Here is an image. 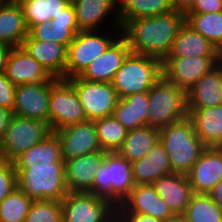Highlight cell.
<instances>
[{"label":"cell","instance_id":"3957f363","mask_svg":"<svg viewBox=\"0 0 222 222\" xmlns=\"http://www.w3.org/2000/svg\"><path fill=\"white\" fill-rule=\"evenodd\" d=\"M134 186L131 163L118 152H106L88 193L106 198L116 207L129 196Z\"/></svg>","mask_w":222,"mask_h":222},{"label":"cell","instance_id":"b9f144b4","mask_svg":"<svg viewBox=\"0 0 222 222\" xmlns=\"http://www.w3.org/2000/svg\"><path fill=\"white\" fill-rule=\"evenodd\" d=\"M116 219L118 222H162L153 216L137 212H116Z\"/></svg>","mask_w":222,"mask_h":222},{"label":"cell","instance_id":"ba28073f","mask_svg":"<svg viewBox=\"0 0 222 222\" xmlns=\"http://www.w3.org/2000/svg\"><path fill=\"white\" fill-rule=\"evenodd\" d=\"M51 132L47 122L14 116L0 141L3 159L13 162L24 151L40 143Z\"/></svg>","mask_w":222,"mask_h":222},{"label":"cell","instance_id":"484cf974","mask_svg":"<svg viewBox=\"0 0 222 222\" xmlns=\"http://www.w3.org/2000/svg\"><path fill=\"white\" fill-rule=\"evenodd\" d=\"M188 117L194 124L199 139L207 147L222 144V104L208 108H188Z\"/></svg>","mask_w":222,"mask_h":222},{"label":"cell","instance_id":"4dcf8cb0","mask_svg":"<svg viewBox=\"0 0 222 222\" xmlns=\"http://www.w3.org/2000/svg\"><path fill=\"white\" fill-rule=\"evenodd\" d=\"M28 28L53 20L71 4V0H17Z\"/></svg>","mask_w":222,"mask_h":222},{"label":"cell","instance_id":"ac0fdd59","mask_svg":"<svg viewBox=\"0 0 222 222\" xmlns=\"http://www.w3.org/2000/svg\"><path fill=\"white\" fill-rule=\"evenodd\" d=\"M116 212H137L161 221L175 215L152 184L135 185L121 205L116 206Z\"/></svg>","mask_w":222,"mask_h":222},{"label":"cell","instance_id":"2e32d148","mask_svg":"<svg viewBox=\"0 0 222 222\" xmlns=\"http://www.w3.org/2000/svg\"><path fill=\"white\" fill-rule=\"evenodd\" d=\"M4 73L15 85H43L52 76L22 46L12 48Z\"/></svg>","mask_w":222,"mask_h":222},{"label":"cell","instance_id":"ee69618b","mask_svg":"<svg viewBox=\"0 0 222 222\" xmlns=\"http://www.w3.org/2000/svg\"><path fill=\"white\" fill-rule=\"evenodd\" d=\"M14 116L15 115L12 110L0 107V141L2 140L7 128L10 126Z\"/></svg>","mask_w":222,"mask_h":222},{"label":"cell","instance_id":"83f0119b","mask_svg":"<svg viewBox=\"0 0 222 222\" xmlns=\"http://www.w3.org/2000/svg\"><path fill=\"white\" fill-rule=\"evenodd\" d=\"M65 162L57 134L52 131L40 143L24 151L14 161L15 169H28L31 165H51Z\"/></svg>","mask_w":222,"mask_h":222},{"label":"cell","instance_id":"74e56055","mask_svg":"<svg viewBox=\"0 0 222 222\" xmlns=\"http://www.w3.org/2000/svg\"><path fill=\"white\" fill-rule=\"evenodd\" d=\"M25 222H63L62 201L33 200Z\"/></svg>","mask_w":222,"mask_h":222},{"label":"cell","instance_id":"4fadbf2b","mask_svg":"<svg viewBox=\"0 0 222 222\" xmlns=\"http://www.w3.org/2000/svg\"><path fill=\"white\" fill-rule=\"evenodd\" d=\"M59 78L51 77L43 85L16 86L13 113L15 116L38 119L48 123L51 86Z\"/></svg>","mask_w":222,"mask_h":222},{"label":"cell","instance_id":"5bb4252c","mask_svg":"<svg viewBox=\"0 0 222 222\" xmlns=\"http://www.w3.org/2000/svg\"><path fill=\"white\" fill-rule=\"evenodd\" d=\"M65 160L101 151L94 120H86L54 131Z\"/></svg>","mask_w":222,"mask_h":222},{"label":"cell","instance_id":"f1b7e54d","mask_svg":"<svg viewBox=\"0 0 222 222\" xmlns=\"http://www.w3.org/2000/svg\"><path fill=\"white\" fill-rule=\"evenodd\" d=\"M148 92H140L119 98L113 116L128 131L148 125Z\"/></svg>","mask_w":222,"mask_h":222},{"label":"cell","instance_id":"9c48e42d","mask_svg":"<svg viewBox=\"0 0 222 222\" xmlns=\"http://www.w3.org/2000/svg\"><path fill=\"white\" fill-rule=\"evenodd\" d=\"M86 114L75 88L59 78L52 86L49 99L48 125L51 131L86 121Z\"/></svg>","mask_w":222,"mask_h":222},{"label":"cell","instance_id":"7bdbcfd3","mask_svg":"<svg viewBox=\"0 0 222 222\" xmlns=\"http://www.w3.org/2000/svg\"><path fill=\"white\" fill-rule=\"evenodd\" d=\"M52 25L78 26L76 22L75 10L72 4L66 7L61 14L51 20Z\"/></svg>","mask_w":222,"mask_h":222},{"label":"cell","instance_id":"e575fe53","mask_svg":"<svg viewBox=\"0 0 222 222\" xmlns=\"http://www.w3.org/2000/svg\"><path fill=\"white\" fill-rule=\"evenodd\" d=\"M33 199L16 187L0 203V222H25Z\"/></svg>","mask_w":222,"mask_h":222},{"label":"cell","instance_id":"c3c4849f","mask_svg":"<svg viewBox=\"0 0 222 222\" xmlns=\"http://www.w3.org/2000/svg\"><path fill=\"white\" fill-rule=\"evenodd\" d=\"M133 0H112L114 10L120 16L132 3Z\"/></svg>","mask_w":222,"mask_h":222},{"label":"cell","instance_id":"ab89813d","mask_svg":"<svg viewBox=\"0 0 222 222\" xmlns=\"http://www.w3.org/2000/svg\"><path fill=\"white\" fill-rule=\"evenodd\" d=\"M16 86L6 77L5 73H0V107L13 110Z\"/></svg>","mask_w":222,"mask_h":222},{"label":"cell","instance_id":"8fae6325","mask_svg":"<svg viewBox=\"0 0 222 222\" xmlns=\"http://www.w3.org/2000/svg\"><path fill=\"white\" fill-rule=\"evenodd\" d=\"M67 80L75 88L87 120L113 116L119 96L111 83L90 82L79 76Z\"/></svg>","mask_w":222,"mask_h":222},{"label":"cell","instance_id":"d590c367","mask_svg":"<svg viewBox=\"0 0 222 222\" xmlns=\"http://www.w3.org/2000/svg\"><path fill=\"white\" fill-rule=\"evenodd\" d=\"M79 31L78 26L52 25L51 20H49L32 26L28 35L35 40L52 41L68 47Z\"/></svg>","mask_w":222,"mask_h":222},{"label":"cell","instance_id":"30bf717a","mask_svg":"<svg viewBox=\"0 0 222 222\" xmlns=\"http://www.w3.org/2000/svg\"><path fill=\"white\" fill-rule=\"evenodd\" d=\"M115 217L109 200L88 192H68L62 200L63 222H111Z\"/></svg>","mask_w":222,"mask_h":222},{"label":"cell","instance_id":"60d3db41","mask_svg":"<svg viewBox=\"0 0 222 222\" xmlns=\"http://www.w3.org/2000/svg\"><path fill=\"white\" fill-rule=\"evenodd\" d=\"M222 12V0H195L186 13Z\"/></svg>","mask_w":222,"mask_h":222},{"label":"cell","instance_id":"681fc988","mask_svg":"<svg viewBox=\"0 0 222 222\" xmlns=\"http://www.w3.org/2000/svg\"><path fill=\"white\" fill-rule=\"evenodd\" d=\"M162 222H185L183 215H174L170 218L163 220Z\"/></svg>","mask_w":222,"mask_h":222},{"label":"cell","instance_id":"f5cc1de1","mask_svg":"<svg viewBox=\"0 0 222 222\" xmlns=\"http://www.w3.org/2000/svg\"><path fill=\"white\" fill-rule=\"evenodd\" d=\"M111 222H118L116 217Z\"/></svg>","mask_w":222,"mask_h":222},{"label":"cell","instance_id":"db71d44e","mask_svg":"<svg viewBox=\"0 0 222 222\" xmlns=\"http://www.w3.org/2000/svg\"><path fill=\"white\" fill-rule=\"evenodd\" d=\"M7 1H10V0H0V3H1V2H7Z\"/></svg>","mask_w":222,"mask_h":222},{"label":"cell","instance_id":"9a60e30c","mask_svg":"<svg viewBox=\"0 0 222 222\" xmlns=\"http://www.w3.org/2000/svg\"><path fill=\"white\" fill-rule=\"evenodd\" d=\"M71 4L80 31L103 30L106 26L107 29L121 28L120 16L114 10L112 0H71Z\"/></svg>","mask_w":222,"mask_h":222},{"label":"cell","instance_id":"d6986e66","mask_svg":"<svg viewBox=\"0 0 222 222\" xmlns=\"http://www.w3.org/2000/svg\"><path fill=\"white\" fill-rule=\"evenodd\" d=\"M130 53L131 50L126 39L120 35L102 55L84 69L79 77L90 82L111 83L114 75Z\"/></svg>","mask_w":222,"mask_h":222},{"label":"cell","instance_id":"cb8c5ba5","mask_svg":"<svg viewBox=\"0 0 222 222\" xmlns=\"http://www.w3.org/2000/svg\"><path fill=\"white\" fill-rule=\"evenodd\" d=\"M222 104V67L218 64L187 92V108H208Z\"/></svg>","mask_w":222,"mask_h":222},{"label":"cell","instance_id":"f546056e","mask_svg":"<svg viewBox=\"0 0 222 222\" xmlns=\"http://www.w3.org/2000/svg\"><path fill=\"white\" fill-rule=\"evenodd\" d=\"M159 140V129L148 125L129 130L121 148L117 151L130 163L147 156L151 147Z\"/></svg>","mask_w":222,"mask_h":222},{"label":"cell","instance_id":"44dd1931","mask_svg":"<svg viewBox=\"0 0 222 222\" xmlns=\"http://www.w3.org/2000/svg\"><path fill=\"white\" fill-rule=\"evenodd\" d=\"M135 185L153 184L162 176L173 173L168 153L158 140L148 151L147 156L131 163Z\"/></svg>","mask_w":222,"mask_h":222},{"label":"cell","instance_id":"52a82bcc","mask_svg":"<svg viewBox=\"0 0 222 222\" xmlns=\"http://www.w3.org/2000/svg\"><path fill=\"white\" fill-rule=\"evenodd\" d=\"M108 30L106 28L105 30L79 31L75 35L74 40L67 47L64 79L79 76L121 35V28Z\"/></svg>","mask_w":222,"mask_h":222},{"label":"cell","instance_id":"277c9868","mask_svg":"<svg viewBox=\"0 0 222 222\" xmlns=\"http://www.w3.org/2000/svg\"><path fill=\"white\" fill-rule=\"evenodd\" d=\"M162 75L160 59L131 52L114 75L111 84L119 98H124L148 92Z\"/></svg>","mask_w":222,"mask_h":222},{"label":"cell","instance_id":"d6a6232c","mask_svg":"<svg viewBox=\"0 0 222 222\" xmlns=\"http://www.w3.org/2000/svg\"><path fill=\"white\" fill-rule=\"evenodd\" d=\"M183 217L185 222H222V208L208 194L193 193Z\"/></svg>","mask_w":222,"mask_h":222},{"label":"cell","instance_id":"603a6c76","mask_svg":"<svg viewBox=\"0 0 222 222\" xmlns=\"http://www.w3.org/2000/svg\"><path fill=\"white\" fill-rule=\"evenodd\" d=\"M175 215H183L193 194L187 175L171 173L152 184Z\"/></svg>","mask_w":222,"mask_h":222},{"label":"cell","instance_id":"7dc6e473","mask_svg":"<svg viewBox=\"0 0 222 222\" xmlns=\"http://www.w3.org/2000/svg\"><path fill=\"white\" fill-rule=\"evenodd\" d=\"M210 198L222 208V180L208 193Z\"/></svg>","mask_w":222,"mask_h":222},{"label":"cell","instance_id":"836d02e7","mask_svg":"<svg viewBox=\"0 0 222 222\" xmlns=\"http://www.w3.org/2000/svg\"><path fill=\"white\" fill-rule=\"evenodd\" d=\"M100 147L106 152H117L128 130L114 116L94 120Z\"/></svg>","mask_w":222,"mask_h":222},{"label":"cell","instance_id":"7a4b0ae2","mask_svg":"<svg viewBox=\"0 0 222 222\" xmlns=\"http://www.w3.org/2000/svg\"><path fill=\"white\" fill-rule=\"evenodd\" d=\"M159 140L168 153L173 173L185 175L207 147L189 117L159 129Z\"/></svg>","mask_w":222,"mask_h":222},{"label":"cell","instance_id":"8d00e7d4","mask_svg":"<svg viewBox=\"0 0 222 222\" xmlns=\"http://www.w3.org/2000/svg\"><path fill=\"white\" fill-rule=\"evenodd\" d=\"M172 11L171 0H133L120 15L121 27L129 20L163 15Z\"/></svg>","mask_w":222,"mask_h":222},{"label":"cell","instance_id":"7c38bea8","mask_svg":"<svg viewBox=\"0 0 222 222\" xmlns=\"http://www.w3.org/2000/svg\"><path fill=\"white\" fill-rule=\"evenodd\" d=\"M217 65L218 57H166L162 61V73L169 82L188 92Z\"/></svg>","mask_w":222,"mask_h":222},{"label":"cell","instance_id":"7402d4cb","mask_svg":"<svg viewBox=\"0 0 222 222\" xmlns=\"http://www.w3.org/2000/svg\"><path fill=\"white\" fill-rule=\"evenodd\" d=\"M22 47L26 49L51 76L64 79L67 60V47L64 44L35 40L28 35L24 39Z\"/></svg>","mask_w":222,"mask_h":222},{"label":"cell","instance_id":"f35d334b","mask_svg":"<svg viewBox=\"0 0 222 222\" xmlns=\"http://www.w3.org/2000/svg\"><path fill=\"white\" fill-rule=\"evenodd\" d=\"M17 187V174L13 162L0 160V203Z\"/></svg>","mask_w":222,"mask_h":222},{"label":"cell","instance_id":"5b68a950","mask_svg":"<svg viewBox=\"0 0 222 222\" xmlns=\"http://www.w3.org/2000/svg\"><path fill=\"white\" fill-rule=\"evenodd\" d=\"M17 187L33 200L62 201L68 189L65 182V162L51 165H31L15 169Z\"/></svg>","mask_w":222,"mask_h":222},{"label":"cell","instance_id":"4316f807","mask_svg":"<svg viewBox=\"0 0 222 222\" xmlns=\"http://www.w3.org/2000/svg\"><path fill=\"white\" fill-rule=\"evenodd\" d=\"M218 54L210 41L185 22L166 57H218Z\"/></svg>","mask_w":222,"mask_h":222},{"label":"cell","instance_id":"6da1fadb","mask_svg":"<svg viewBox=\"0 0 222 222\" xmlns=\"http://www.w3.org/2000/svg\"><path fill=\"white\" fill-rule=\"evenodd\" d=\"M184 23L185 14L173 10L163 15L129 20L121 27V35L132 53L163 61Z\"/></svg>","mask_w":222,"mask_h":222},{"label":"cell","instance_id":"816d5d0a","mask_svg":"<svg viewBox=\"0 0 222 222\" xmlns=\"http://www.w3.org/2000/svg\"><path fill=\"white\" fill-rule=\"evenodd\" d=\"M3 159L2 153H1V147H0V160Z\"/></svg>","mask_w":222,"mask_h":222},{"label":"cell","instance_id":"d4e9b609","mask_svg":"<svg viewBox=\"0 0 222 222\" xmlns=\"http://www.w3.org/2000/svg\"><path fill=\"white\" fill-rule=\"evenodd\" d=\"M29 28L26 24L21 5L17 0L0 3V42L11 47L22 46L28 36Z\"/></svg>","mask_w":222,"mask_h":222},{"label":"cell","instance_id":"8992f818","mask_svg":"<svg viewBox=\"0 0 222 222\" xmlns=\"http://www.w3.org/2000/svg\"><path fill=\"white\" fill-rule=\"evenodd\" d=\"M148 126L161 129L188 117L187 92L163 75L148 91Z\"/></svg>","mask_w":222,"mask_h":222},{"label":"cell","instance_id":"ffe728a7","mask_svg":"<svg viewBox=\"0 0 222 222\" xmlns=\"http://www.w3.org/2000/svg\"><path fill=\"white\" fill-rule=\"evenodd\" d=\"M106 151L65 160V182L68 192H88L93 186L94 174L104 162Z\"/></svg>","mask_w":222,"mask_h":222},{"label":"cell","instance_id":"e0dca14e","mask_svg":"<svg viewBox=\"0 0 222 222\" xmlns=\"http://www.w3.org/2000/svg\"><path fill=\"white\" fill-rule=\"evenodd\" d=\"M195 194H208L222 180V150L206 147L186 174Z\"/></svg>","mask_w":222,"mask_h":222},{"label":"cell","instance_id":"bcb514c9","mask_svg":"<svg viewBox=\"0 0 222 222\" xmlns=\"http://www.w3.org/2000/svg\"><path fill=\"white\" fill-rule=\"evenodd\" d=\"M195 0H171L173 10L186 13L194 4Z\"/></svg>","mask_w":222,"mask_h":222},{"label":"cell","instance_id":"f6af8a7d","mask_svg":"<svg viewBox=\"0 0 222 222\" xmlns=\"http://www.w3.org/2000/svg\"><path fill=\"white\" fill-rule=\"evenodd\" d=\"M13 47L0 42V73H3L7 64V59Z\"/></svg>","mask_w":222,"mask_h":222},{"label":"cell","instance_id":"f907efd6","mask_svg":"<svg viewBox=\"0 0 222 222\" xmlns=\"http://www.w3.org/2000/svg\"><path fill=\"white\" fill-rule=\"evenodd\" d=\"M218 64L222 67V48L219 50Z\"/></svg>","mask_w":222,"mask_h":222},{"label":"cell","instance_id":"1f68e13d","mask_svg":"<svg viewBox=\"0 0 222 222\" xmlns=\"http://www.w3.org/2000/svg\"><path fill=\"white\" fill-rule=\"evenodd\" d=\"M185 22L218 51L222 48V12L185 13Z\"/></svg>","mask_w":222,"mask_h":222}]
</instances>
